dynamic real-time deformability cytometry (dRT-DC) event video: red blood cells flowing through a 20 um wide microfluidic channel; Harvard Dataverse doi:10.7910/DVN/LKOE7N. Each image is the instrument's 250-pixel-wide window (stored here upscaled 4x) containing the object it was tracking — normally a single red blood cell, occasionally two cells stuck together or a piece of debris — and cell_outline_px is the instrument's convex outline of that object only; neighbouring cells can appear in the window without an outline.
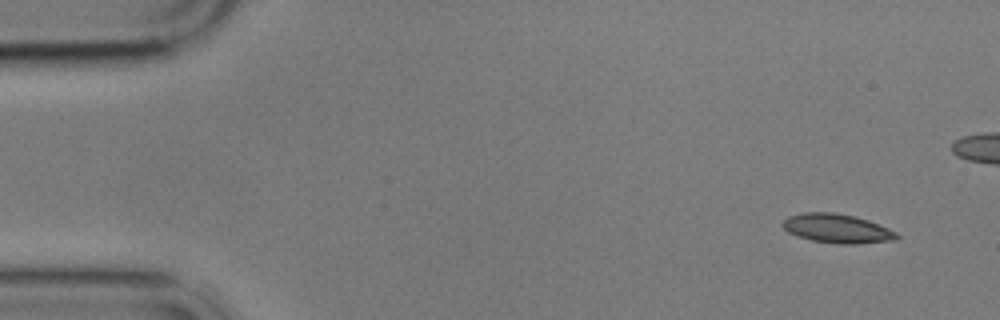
{"species": "common noctule bat (a hibernating species)", "species_latin": "Nyctalus noctula", "temperature_condition": "cold", "stored_images_in_passage": 5, "camera_frame_rate_fps": 3000, "um_per_image_px": 0.085, "animal": {"sex": "male", "body_mass_g": 17.9}, "frame": {"image": 1, "passage_image": 1, "time_ms": 0.0, "image_size_px": [1000, 320], "cell_outline_px": [[900, 236], [896, 240], [856, 244], [836, 244], [812, 240], [796, 236], [788, 232], [780, 224], [788, 216], [800, 212], [836, 212], [856, 216], [868, 220], [888, 228], [896, 232]], "centroid_in_image_um": [71.13, 19.41], "position_along_channel_um": 13.9, "area_um2": 19.59}}
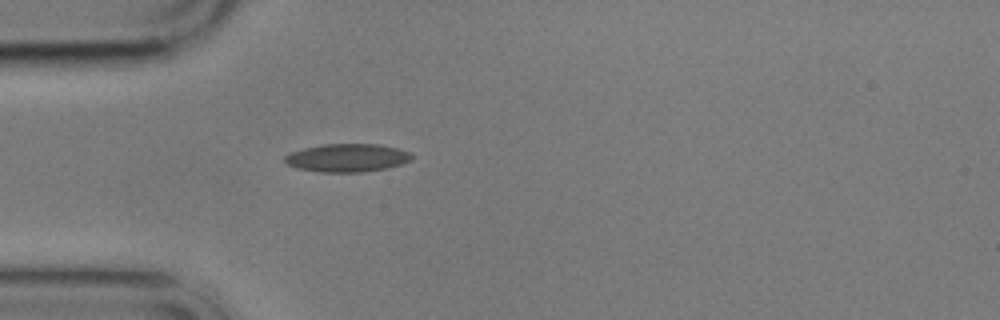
{"frame": {"image": 2, "passage_image": 5, "time_ms": 6.667, "image_size_px": [1000, 320], "cell_outline_px": [[412, 160], [388, 168], [360, 172], [320, 172], [296, 168], [288, 164], [284, 160], [284, 156], [292, 152], [304, 148], [324, 144], [380, 144], [396, 148], [408, 152], [412, 156]], "centroid_in_image_um": [29.5, 13.42], "position_along_channel_um": 55.5, "area_um2": 20.69}}